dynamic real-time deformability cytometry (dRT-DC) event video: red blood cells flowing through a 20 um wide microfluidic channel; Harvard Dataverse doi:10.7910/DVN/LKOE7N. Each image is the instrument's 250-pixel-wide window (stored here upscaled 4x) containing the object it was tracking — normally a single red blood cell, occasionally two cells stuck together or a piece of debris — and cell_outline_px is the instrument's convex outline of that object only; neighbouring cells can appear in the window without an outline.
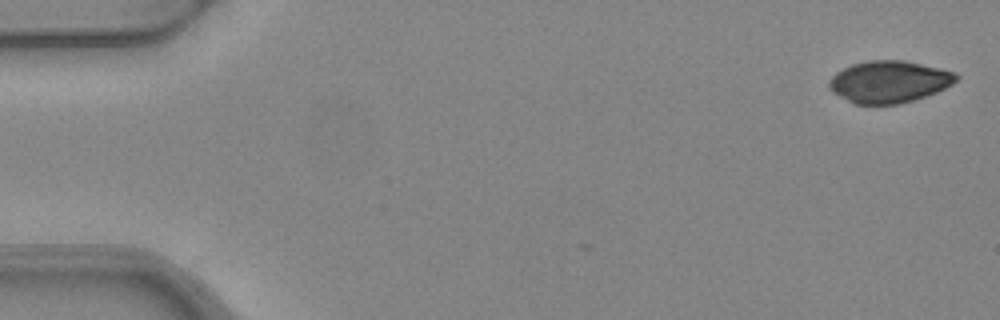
{"species": "common noctule bat (a hibernating species)", "species_latin": "Nyctalus noctula", "temperature_condition": "warm", "stored_images_in_passage": 5, "camera_frame_rate_fps": 3000, "um_per_image_px": 0.085, "animal": {"sex": "female", "body_mass_g": 24.6, "forearm_length_mm": 56.2}, "frame": {"image": 1, "passage_image": 1, "time_ms": 0.0, "image_size_px": [1000, 320], "cell_outline_px": [[960, 76], [952, 84], [936, 92], [900, 104], [852, 104], [832, 92], [828, 88], [828, 80], [836, 72], [852, 64], [868, 60], [904, 60], [940, 68], [956, 72]], "centroid_in_image_um": [75.54, 6.94], "position_along_channel_um": 9.5, "area_um2": 31.21}}
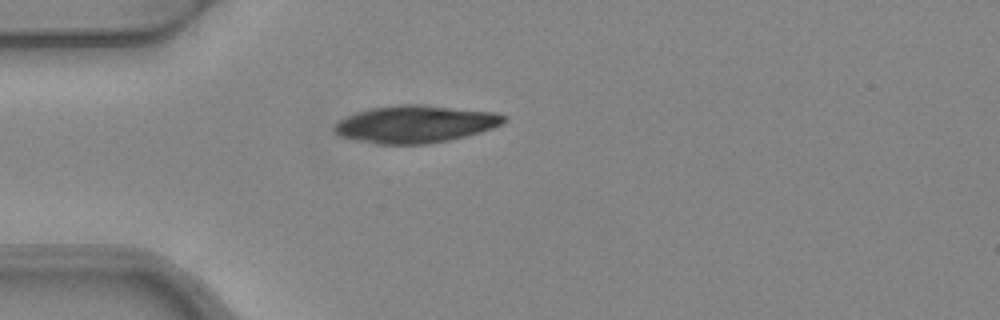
{"frame": {"image": 2, "passage_image": 5, "time_ms": 1.333, "image_size_px": [1000, 320], "cell_outline_px": [[508, 120], [492, 128], [480, 132], [448, 140], [428, 144], [376, 144], [356, 140], [340, 136], [332, 132], [332, 128], [340, 120], [356, 112], [368, 108], [400, 104], [424, 104], [496, 112], [508, 116]], "centroid_in_image_um": [35.3, 10.54], "position_along_channel_um": 49.7, "area_um2": 37.17}}